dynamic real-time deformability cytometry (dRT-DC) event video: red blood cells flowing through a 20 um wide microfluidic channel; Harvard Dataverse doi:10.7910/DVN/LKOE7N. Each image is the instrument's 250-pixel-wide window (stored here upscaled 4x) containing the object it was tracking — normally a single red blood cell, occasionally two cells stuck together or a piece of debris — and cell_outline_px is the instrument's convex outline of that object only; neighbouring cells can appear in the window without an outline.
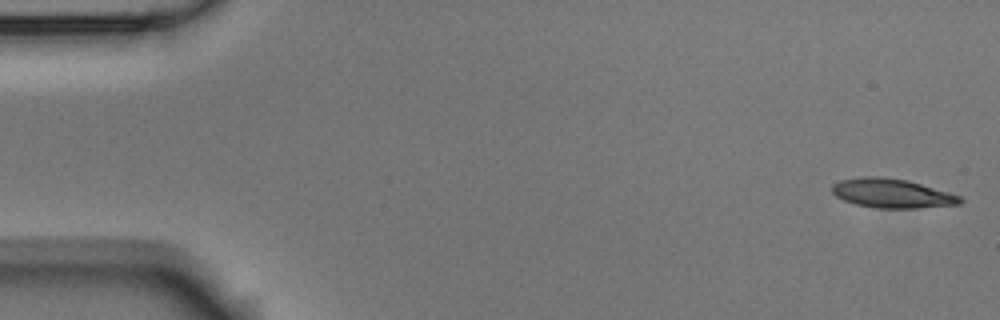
{"species": "Egyptian fruit bat (a non-hibernating species)", "species_latin": "Rousettus aegyptiacus", "temperature_condition": "room temperature", "stored_images_in_passage": 6, "segment_of_instrument_passage": [1, 2], "camera_frame_rate_fps": 3000, "um_per_image_px": 0.085, "animal": {"sex": "male"}, "frame": {"image": 1, "passage_image": 1, "time_ms": 0.0, "image_size_px": [1000, 320], "cell_outline_px": [[964, 200], [960, 204], [916, 208], [880, 208], [856, 204], [844, 200], [836, 196], [832, 192], [832, 184], [840, 180], [864, 176], [880, 176], [908, 180], [948, 192], [960, 196]], "centroid_in_image_um": [75.81, 16.42], "position_along_channel_um": 9.2, "area_um2": 21.68}}